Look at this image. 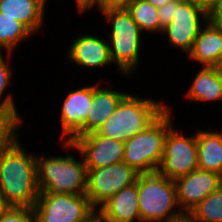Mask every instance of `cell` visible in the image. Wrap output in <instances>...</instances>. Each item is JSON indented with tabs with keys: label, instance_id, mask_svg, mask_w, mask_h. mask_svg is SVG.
Returning a JSON list of instances; mask_svg holds the SVG:
<instances>
[{
	"label": "cell",
	"instance_id": "cell-1",
	"mask_svg": "<svg viewBox=\"0 0 222 222\" xmlns=\"http://www.w3.org/2000/svg\"><path fill=\"white\" fill-rule=\"evenodd\" d=\"M19 136L0 152V193L10 206L33 208L39 195L37 154L28 152Z\"/></svg>",
	"mask_w": 222,
	"mask_h": 222
},
{
	"label": "cell",
	"instance_id": "cell-2",
	"mask_svg": "<svg viewBox=\"0 0 222 222\" xmlns=\"http://www.w3.org/2000/svg\"><path fill=\"white\" fill-rule=\"evenodd\" d=\"M62 150L66 155H50L37 151L36 172L39 193H54L57 195L86 194L88 170L82 154L70 141H62ZM73 150L79 158L72 155ZM50 155V156H49Z\"/></svg>",
	"mask_w": 222,
	"mask_h": 222
},
{
	"label": "cell",
	"instance_id": "cell-3",
	"mask_svg": "<svg viewBox=\"0 0 222 222\" xmlns=\"http://www.w3.org/2000/svg\"><path fill=\"white\" fill-rule=\"evenodd\" d=\"M98 13L102 14L101 17L103 16L108 23L107 27L110 28L109 35L106 36L113 66L115 65L120 75H125L127 78L132 75L133 78L139 69L137 67L142 63L140 53L144 46L142 42L144 33L126 7L103 8Z\"/></svg>",
	"mask_w": 222,
	"mask_h": 222
},
{
	"label": "cell",
	"instance_id": "cell-4",
	"mask_svg": "<svg viewBox=\"0 0 222 222\" xmlns=\"http://www.w3.org/2000/svg\"><path fill=\"white\" fill-rule=\"evenodd\" d=\"M169 101L128 93L97 132L122 142L146 130L167 109Z\"/></svg>",
	"mask_w": 222,
	"mask_h": 222
},
{
	"label": "cell",
	"instance_id": "cell-5",
	"mask_svg": "<svg viewBox=\"0 0 222 222\" xmlns=\"http://www.w3.org/2000/svg\"><path fill=\"white\" fill-rule=\"evenodd\" d=\"M137 187L141 222H183L174 180L157 172L138 174Z\"/></svg>",
	"mask_w": 222,
	"mask_h": 222
},
{
	"label": "cell",
	"instance_id": "cell-6",
	"mask_svg": "<svg viewBox=\"0 0 222 222\" xmlns=\"http://www.w3.org/2000/svg\"><path fill=\"white\" fill-rule=\"evenodd\" d=\"M171 106L146 130L124 142L123 162L138 174L154 173L160 165L168 131L174 125Z\"/></svg>",
	"mask_w": 222,
	"mask_h": 222
},
{
	"label": "cell",
	"instance_id": "cell-7",
	"mask_svg": "<svg viewBox=\"0 0 222 222\" xmlns=\"http://www.w3.org/2000/svg\"><path fill=\"white\" fill-rule=\"evenodd\" d=\"M173 125L167 134L164 154L157 173L171 180L185 176L198 169V151L196 131L187 135L185 131L176 129Z\"/></svg>",
	"mask_w": 222,
	"mask_h": 222
},
{
	"label": "cell",
	"instance_id": "cell-8",
	"mask_svg": "<svg viewBox=\"0 0 222 222\" xmlns=\"http://www.w3.org/2000/svg\"><path fill=\"white\" fill-rule=\"evenodd\" d=\"M33 211L36 222H83L96 209L86 194L39 193Z\"/></svg>",
	"mask_w": 222,
	"mask_h": 222
},
{
	"label": "cell",
	"instance_id": "cell-9",
	"mask_svg": "<svg viewBox=\"0 0 222 222\" xmlns=\"http://www.w3.org/2000/svg\"><path fill=\"white\" fill-rule=\"evenodd\" d=\"M207 22L206 9L193 0H179L173 20L163 29L168 47L180 49L184 55L192 50L194 41ZM168 40V41H167Z\"/></svg>",
	"mask_w": 222,
	"mask_h": 222
},
{
	"label": "cell",
	"instance_id": "cell-10",
	"mask_svg": "<svg viewBox=\"0 0 222 222\" xmlns=\"http://www.w3.org/2000/svg\"><path fill=\"white\" fill-rule=\"evenodd\" d=\"M87 170L86 196L96 210L115 193L135 183L138 176L125 162Z\"/></svg>",
	"mask_w": 222,
	"mask_h": 222
},
{
	"label": "cell",
	"instance_id": "cell-11",
	"mask_svg": "<svg viewBox=\"0 0 222 222\" xmlns=\"http://www.w3.org/2000/svg\"><path fill=\"white\" fill-rule=\"evenodd\" d=\"M93 99V85L91 83L71 89L60 105L61 141H72L77 136L84 135V123L87 120L90 103Z\"/></svg>",
	"mask_w": 222,
	"mask_h": 222
},
{
	"label": "cell",
	"instance_id": "cell-12",
	"mask_svg": "<svg viewBox=\"0 0 222 222\" xmlns=\"http://www.w3.org/2000/svg\"><path fill=\"white\" fill-rule=\"evenodd\" d=\"M71 142L82 154L87 169H98L123 162L124 142L102 136L97 131L77 136Z\"/></svg>",
	"mask_w": 222,
	"mask_h": 222
},
{
	"label": "cell",
	"instance_id": "cell-13",
	"mask_svg": "<svg viewBox=\"0 0 222 222\" xmlns=\"http://www.w3.org/2000/svg\"><path fill=\"white\" fill-rule=\"evenodd\" d=\"M83 33V34H82ZM73 37L67 49L66 58L78 68L105 69L113 64L107 37H99L101 34H89L84 31ZM75 64V65H74ZM107 66V67H106Z\"/></svg>",
	"mask_w": 222,
	"mask_h": 222
},
{
	"label": "cell",
	"instance_id": "cell-14",
	"mask_svg": "<svg viewBox=\"0 0 222 222\" xmlns=\"http://www.w3.org/2000/svg\"><path fill=\"white\" fill-rule=\"evenodd\" d=\"M174 182L178 206L187 216L197 204L222 186V175L197 169Z\"/></svg>",
	"mask_w": 222,
	"mask_h": 222
},
{
	"label": "cell",
	"instance_id": "cell-15",
	"mask_svg": "<svg viewBox=\"0 0 222 222\" xmlns=\"http://www.w3.org/2000/svg\"><path fill=\"white\" fill-rule=\"evenodd\" d=\"M100 82L103 83L100 85ZM99 83L96 81V83L93 84V99L90 103L87 120L84 123V135L96 132L128 94V92H124V90L118 91L117 88L114 89L115 87L112 89L111 84L110 86L108 85L111 81H107L106 83L104 79L103 81L101 79ZM102 84H105L106 87Z\"/></svg>",
	"mask_w": 222,
	"mask_h": 222
},
{
	"label": "cell",
	"instance_id": "cell-16",
	"mask_svg": "<svg viewBox=\"0 0 222 222\" xmlns=\"http://www.w3.org/2000/svg\"><path fill=\"white\" fill-rule=\"evenodd\" d=\"M97 211L104 222H141L137 178L135 183L115 193Z\"/></svg>",
	"mask_w": 222,
	"mask_h": 222
},
{
	"label": "cell",
	"instance_id": "cell-17",
	"mask_svg": "<svg viewBox=\"0 0 222 222\" xmlns=\"http://www.w3.org/2000/svg\"><path fill=\"white\" fill-rule=\"evenodd\" d=\"M50 0H0V12L24 24L35 36L45 27Z\"/></svg>",
	"mask_w": 222,
	"mask_h": 222
},
{
	"label": "cell",
	"instance_id": "cell-18",
	"mask_svg": "<svg viewBox=\"0 0 222 222\" xmlns=\"http://www.w3.org/2000/svg\"><path fill=\"white\" fill-rule=\"evenodd\" d=\"M222 56V28L206 24L196 37L192 50L186 56L201 66L215 67ZM199 62V63H198Z\"/></svg>",
	"mask_w": 222,
	"mask_h": 222
},
{
	"label": "cell",
	"instance_id": "cell-19",
	"mask_svg": "<svg viewBox=\"0 0 222 222\" xmlns=\"http://www.w3.org/2000/svg\"><path fill=\"white\" fill-rule=\"evenodd\" d=\"M183 97L191 102L214 104L222 101V75L216 67L199 66Z\"/></svg>",
	"mask_w": 222,
	"mask_h": 222
},
{
	"label": "cell",
	"instance_id": "cell-20",
	"mask_svg": "<svg viewBox=\"0 0 222 222\" xmlns=\"http://www.w3.org/2000/svg\"><path fill=\"white\" fill-rule=\"evenodd\" d=\"M198 169L222 175V127L197 129Z\"/></svg>",
	"mask_w": 222,
	"mask_h": 222
},
{
	"label": "cell",
	"instance_id": "cell-21",
	"mask_svg": "<svg viewBox=\"0 0 222 222\" xmlns=\"http://www.w3.org/2000/svg\"><path fill=\"white\" fill-rule=\"evenodd\" d=\"M32 36L34 34L24 24L0 12V52L14 54L21 42Z\"/></svg>",
	"mask_w": 222,
	"mask_h": 222
},
{
	"label": "cell",
	"instance_id": "cell-22",
	"mask_svg": "<svg viewBox=\"0 0 222 222\" xmlns=\"http://www.w3.org/2000/svg\"><path fill=\"white\" fill-rule=\"evenodd\" d=\"M125 7L143 33L161 35L163 28L160 26L158 10L154 5L145 0H129Z\"/></svg>",
	"mask_w": 222,
	"mask_h": 222
},
{
	"label": "cell",
	"instance_id": "cell-23",
	"mask_svg": "<svg viewBox=\"0 0 222 222\" xmlns=\"http://www.w3.org/2000/svg\"><path fill=\"white\" fill-rule=\"evenodd\" d=\"M4 53H6V55ZM12 56H14L12 53L0 52V109L13 113L24 124L25 118L19 114L13 97L14 95L10 93V91L6 93V91L9 90L7 89L9 85L11 87V80L14 79V71L12 68L14 65L11 64Z\"/></svg>",
	"mask_w": 222,
	"mask_h": 222
},
{
	"label": "cell",
	"instance_id": "cell-24",
	"mask_svg": "<svg viewBox=\"0 0 222 222\" xmlns=\"http://www.w3.org/2000/svg\"><path fill=\"white\" fill-rule=\"evenodd\" d=\"M188 222H222V186L197 204L186 216Z\"/></svg>",
	"mask_w": 222,
	"mask_h": 222
},
{
	"label": "cell",
	"instance_id": "cell-25",
	"mask_svg": "<svg viewBox=\"0 0 222 222\" xmlns=\"http://www.w3.org/2000/svg\"><path fill=\"white\" fill-rule=\"evenodd\" d=\"M23 126L13 113L0 109V152L20 135Z\"/></svg>",
	"mask_w": 222,
	"mask_h": 222
},
{
	"label": "cell",
	"instance_id": "cell-26",
	"mask_svg": "<svg viewBox=\"0 0 222 222\" xmlns=\"http://www.w3.org/2000/svg\"><path fill=\"white\" fill-rule=\"evenodd\" d=\"M0 222H36L33 208L10 206L1 216Z\"/></svg>",
	"mask_w": 222,
	"mask_h": 222
},
{
	"label": "cell",
	"instance_id": "cell-27",
	"mask_svg": "<svg viewBox=\"0 0 222 222\" xmlns=\"http://www.w3.org/2000/svg\"><path fill=\"white\" fill-rule=\"evenodd\" d=\"M179 0H172L157 8L160 26L164 29L172 20Z\"/></svg>",
	"mask_w": 222,
	"mask_h": 222
},
{
	"label": "cell",
	"instance_id": "cell-28",
	"mask_svg": "<svg viewBox=\"0 0 222 222\" xmlns=\"http://www.w3.org/2000/svg\"><path fill=\"white\" fill-rule=\"evenodd\" d=\"M206 11L207 22L211 25L222 28V0H214Z\"/></svg>",
	"mask_w": 222,
	"mask_h": 222
},
{
	"label": "cell",
	"instance_id": "cell-29",
	"mask_svg": "<svg viewBox=\"0 0 222 222\" xmlns=\"http://www.w3.org/2000/svg\"><path fill=\"white\" fill-rule=\"evenodd\" d=\"M129 0H94L80 15L87 14L92 8L100 11L108 7H125Z\"/></svg>",
	"mask_w": 222,
	"mask_h": 222
},
{
	"label": "cell",
	"instance_id": "cell-30",
	"mask_svg": "<svg viewBox=\"0 0 222 222\" xmlns=\"http://www.w3.org/2000/svg\"><path fill=\"white\" fill-rule=\"evenodd\" d=\"M94 0H74L75 8L79 15L93 2Z\"/></svg>",
	"mask_w": 222,
	"mask_h": 222
},
{
	"label": "cell",
	"instance_id": "cell-31",
	"mask_svg": "<svg viewBox=\"0 0 222 222\" xmlns=\"http://www.w3.org/2000/svg\"><path fill=\"white\" fill-rule=\"evenodd\" d=\"M83 222H104L100 213L96 210L90 217H88Z\"/></svg>",
	"mask_w": 222,
	"mask_h": 222
},
{
	"label": "cell",
	"instance_id": "cell-32",
	"mask_svg": "<svg viewBox=\"0 0 222 222\" xmlns=\"http://www.w3.org/2000/svg\"><path fill=\"white\" fill-rule=\"evenodd\" d=\"M10 207L2 194L0 193V216Z\"/></svg>",
	"mask_w": 222,
	"mask_h": 222
},
{
	"label": "cell",
	"instance_id": "cell-33",
	"mask_svg": "<svg viewBox=\"0 0 222 222\" xmlns=\"http://www.w3.org/2000/svg\"><path fill=\"white\" fill-rule=\"evenodd\" d=\"M147 2H150L152 5H154L156 8L161 7L162 5H164L167 2H170L172 0H145Z\"/></svg>",
	"mask_w": 222,
	"mask_h": 222
},
{
	"label": "cell",
	"instance_id": "cell-34",
	"mask_svg": "<svg viewBox=\"0 0 222 222\" xmlns=\"http://www.w3.org/2000/svg\"><path fill=\"white\" fill-rule=\"evenodd\" d=\"M193 1L203 6L205 9H207L214 2V0H193Z\"/></svg>",
	"mask_w": 222,
	"mask_h": 222
},
{
	"label": "cell",
	"instance_id": "cell-35",
	"mask_svg": "<svg viewBox=\"0 0 222 222\" xmlns=\"http://www.w3.org/2000/svg\"><path fill=\"white\" fill-rule=\"evenodd\" d=\"M215 67L218 70V72L222 75V56L220 58V61L217 63Z\"/></svg>",
	"mask_w": 222,
	"mask_h": 222
}]
</instances>
